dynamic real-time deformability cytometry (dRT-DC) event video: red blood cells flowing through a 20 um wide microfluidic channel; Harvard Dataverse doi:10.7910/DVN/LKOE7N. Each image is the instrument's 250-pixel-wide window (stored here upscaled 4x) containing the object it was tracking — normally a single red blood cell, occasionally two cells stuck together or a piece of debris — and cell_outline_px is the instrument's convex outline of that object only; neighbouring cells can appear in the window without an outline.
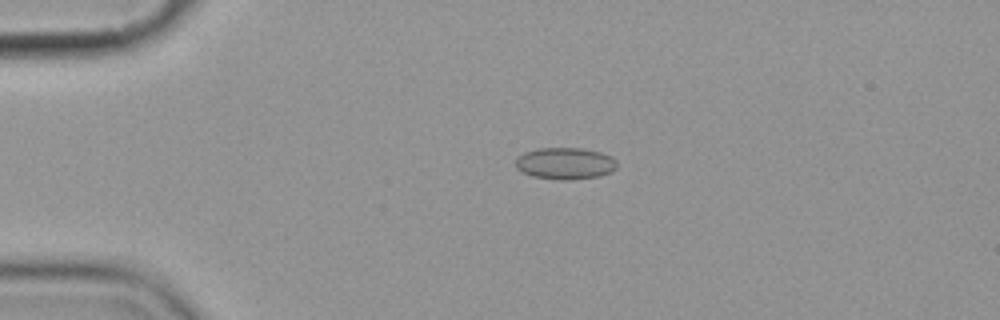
{"species": "common noctule bat (a hibernating species)", "species_latin": "Nyctalus noctula", "temperature_condition": "cold", "stored_images_in_passage": 4, "camera_frame_rate_fps": 3000, "um_per_image_px": 0.085, "animal": {"sex": "female", "body_mass_g": 19.9}, "frame": {"image": 1, "passage_image": 3, "time_ms": 3.0, "image_size_px": [1000, 320], "cell_outline_px": [[616, 168], [612, 172], [596, 176], [568, 180], [564, 180], [532, 176], [516, 168], [516, 156], [524, 152], [540, 148], [580, 148], [600, 152], [612, 156], [616, 160]], "centroid_in_image_um": [48.03, 13.88], "position_along_channel_um": 37.0, "area_um2": 18.67}}